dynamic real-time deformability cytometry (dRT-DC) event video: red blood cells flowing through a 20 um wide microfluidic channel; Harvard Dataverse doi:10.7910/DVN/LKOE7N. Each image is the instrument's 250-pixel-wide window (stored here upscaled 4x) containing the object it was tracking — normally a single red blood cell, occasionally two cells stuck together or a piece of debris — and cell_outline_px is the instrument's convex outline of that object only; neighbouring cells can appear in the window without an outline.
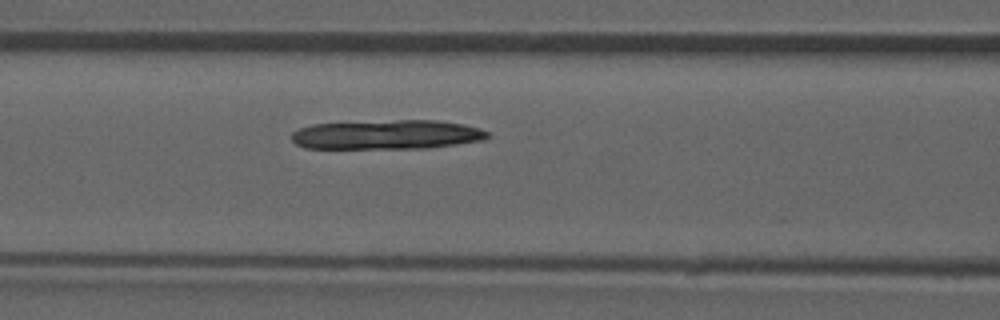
{"species": "common noctule bat (a hibernating species)", "species_latin": "Nyctalus noctula", "temperature_condition": "room temperature", "stored_images_in_passage": 22, "camera_frame_rate_fps": 3000, "um_per_image_px": 0.085, "animal": {"sex": "male", "forearm_length_mm": 52.5}, "frame": {"image": 1, "passage_image": 15, "time_ms": 4.667, "image_size_px": [1000, 320], "cell_outline_px": [[492, 136], [484, 140], [428, 148], [304, 148], [296, 144], [292, 140], [292, 132], [300, 128], [312, 124], [396, 120], [436, 120], [464, 124], [480, 128], [488, 132]], "centroid_in_image_um": [32.92, 11.44], "position_along_channel_um": 133.7, "area_um2": 33.58}}